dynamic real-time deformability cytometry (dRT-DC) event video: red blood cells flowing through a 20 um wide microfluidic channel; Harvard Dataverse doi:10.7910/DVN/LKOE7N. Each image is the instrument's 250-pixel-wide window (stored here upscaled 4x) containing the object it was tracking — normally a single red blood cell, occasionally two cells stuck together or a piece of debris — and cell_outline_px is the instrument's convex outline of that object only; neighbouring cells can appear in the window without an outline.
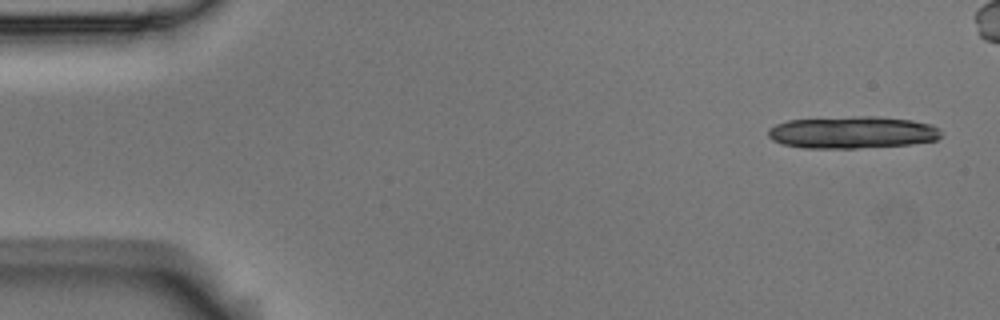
{"species": "Egyptian fruit bat (a non-hibernating species)", "species_latin": "Rousettus aegyptiacus", "temperature_condition": "room temperature", "stored_images_in_passage": 6, "camera_frame_rate_fps": 3000, "um_per_image_px": 0.085, "animal": {"sex": "male"}, "frame": {"image": 1, "passage_image": 1, "time_ms": 0.0, "image_size_px": [1000, 320], "cell_outline_px": [[944, 136], [936, 140], [912, 144], [856, 148], [804, 148], [784, 144], [772, 140], [768, 136], [768, 128], [776, 124], [788, 120], [852, 116], [876, 116], [912, 120], [932, 124], [940, 128]], "centroid_in_image_um": [72.49, 11.25], "position_along_channel_um": 12.5, "area_um2": 32.71}}